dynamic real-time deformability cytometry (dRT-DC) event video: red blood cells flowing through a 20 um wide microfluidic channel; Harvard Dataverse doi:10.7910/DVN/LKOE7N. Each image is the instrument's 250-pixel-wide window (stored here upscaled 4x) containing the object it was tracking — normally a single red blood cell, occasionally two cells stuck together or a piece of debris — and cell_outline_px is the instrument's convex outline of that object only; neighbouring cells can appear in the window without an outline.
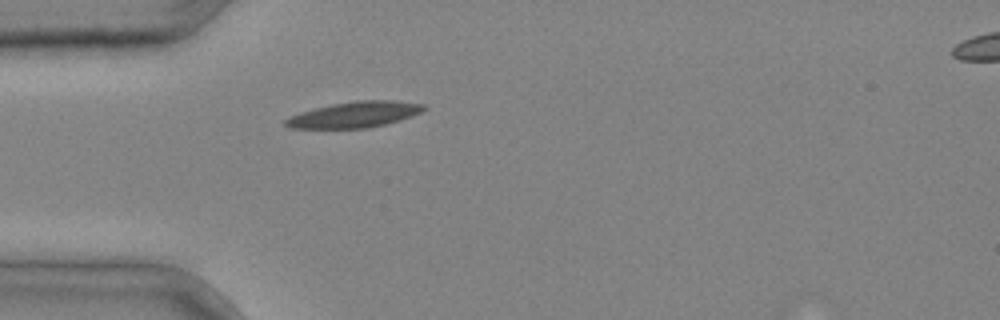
{"species": "common noctule bat (a hibernating species)", "species_latin": "Nyctalus noctula", "temperature_condition": "cold", "stored_images_in_passage": 1, "camera_frame_rate_fps": 3000, "um_per_image_px": 0.085, "animal": {"sex": "male", "body_mass_g": 20.4}, "frame": {"image": 1, "passage_image": 1, "time_ms": 0.0, "image_size_px": [1000, 320], "cell_outline_px": [[428, 108], [420, 112], [400, 120], [368, 128], [288, 128], [284, 124], [284, 120], [300, 112], [332, 104], [356, 100], [392, 100], [424, 104]], "centroid_in_image_um": [30.15, 9.73], "position_along_channel_um": 54.9, "area_um2": 20.69}}